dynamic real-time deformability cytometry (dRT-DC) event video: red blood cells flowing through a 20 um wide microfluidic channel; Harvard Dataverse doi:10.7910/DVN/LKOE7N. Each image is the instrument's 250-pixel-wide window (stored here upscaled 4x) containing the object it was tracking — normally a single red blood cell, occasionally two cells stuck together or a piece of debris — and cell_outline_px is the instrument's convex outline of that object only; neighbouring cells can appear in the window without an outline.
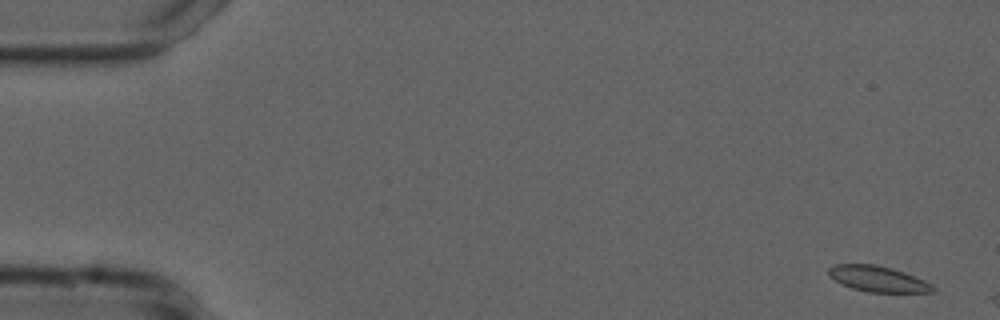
{"species": "common noctule bat (a hibernating species)", "species_latin": "Nyctalus noctula", "temperature_condition": "cold", "stored_images_in_passage": 7, "camera_frame_rate_fps": 3000, "um_per_image_px": 0.085, "animal": {"sex": "male", "forearm_length_mm": 52.5}, "frame": {"image": 1, "passage_image": 1, "time_ms": 0.0, "image_size_px": [1000, 320], "cell_outline_px": [[936, 292], [868, 292], [852, 288], [840, 284], [828, 276], [828, 268], [836, 264], [876, 264], [892, 268], [904, 272], [924, 280], [932, 284], [936, 288]], "centroid_in_image_um": [74.61, 23.7], "position_along_channel_um": 10.4, "area_um2": 15.78}}